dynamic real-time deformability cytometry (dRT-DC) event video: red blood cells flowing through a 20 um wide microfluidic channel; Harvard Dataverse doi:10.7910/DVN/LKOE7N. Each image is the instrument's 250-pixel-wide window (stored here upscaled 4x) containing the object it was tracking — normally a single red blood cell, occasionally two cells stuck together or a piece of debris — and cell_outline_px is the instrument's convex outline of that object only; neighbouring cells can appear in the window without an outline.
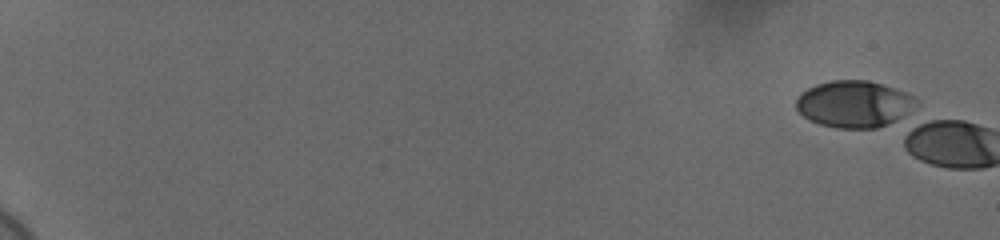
{"species": "human", "species_latin": "Homo sapiens", "temperature_condition": "cold", "stored_images_in_passage": 1, "camera_frame_rate_fps": 3000, "um_per_image_px": 0.085, "donor": {"sex": "female"}, "frame": {"image": 1, "passage_image": 1, "time_ms": 0.0, "image_size_px": [1000, 240], "cell_outline_px": [[916, 100], [900, 120], [876, 128], [836, 128], [820, 124], [804, 116], [796, 108], [796, 96], [800, 92], [816, 84], [832, 80], [868, 80], [904, 92], [912, 96]], "centroid_in_image_um": [72.53, 8.84], "position_along_channel_um": 12.5, "area_um2": 32.31}}